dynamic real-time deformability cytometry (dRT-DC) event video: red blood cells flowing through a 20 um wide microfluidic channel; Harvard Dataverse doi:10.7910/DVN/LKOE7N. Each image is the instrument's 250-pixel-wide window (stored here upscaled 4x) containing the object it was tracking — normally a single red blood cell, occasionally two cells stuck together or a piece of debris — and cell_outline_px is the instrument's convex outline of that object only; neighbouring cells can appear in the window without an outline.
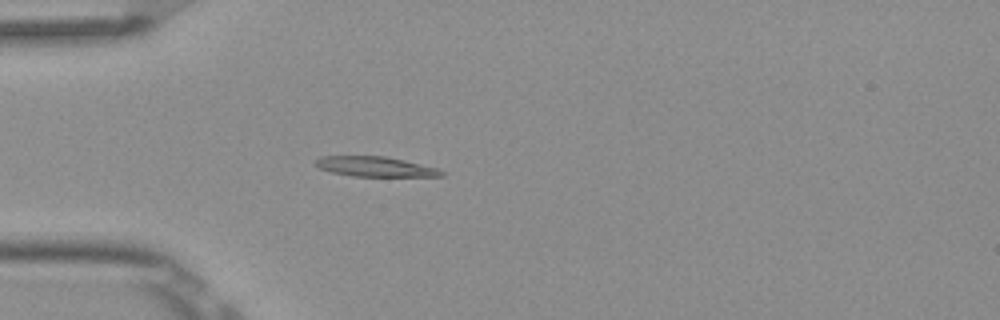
{"species": "Egyptian fruit bat (a non-hibernating species)", "species_latin": "Rousettus aegyptiacus", "temperature_condition": "room temperature", "stored_images_in_passage": 5, "camera_frame_rate_fps": 3000, "um_per_image_px": 0.085, "frame": {"image": 1, "passage_image": 5, "time_ms": 1.333, "image_size_px": [1000, 320], "cell_outline_px": [[444, 176], [352, 176], [332, 172], [320, 168], [312, 160], [320, 156], [384, 156], [404, 160], [436, 168], [444, 172]], "centroid_in_image_um": [31.84, 14.15], "position_along_channel_um": 53.2, "area_um2": 14.51}}